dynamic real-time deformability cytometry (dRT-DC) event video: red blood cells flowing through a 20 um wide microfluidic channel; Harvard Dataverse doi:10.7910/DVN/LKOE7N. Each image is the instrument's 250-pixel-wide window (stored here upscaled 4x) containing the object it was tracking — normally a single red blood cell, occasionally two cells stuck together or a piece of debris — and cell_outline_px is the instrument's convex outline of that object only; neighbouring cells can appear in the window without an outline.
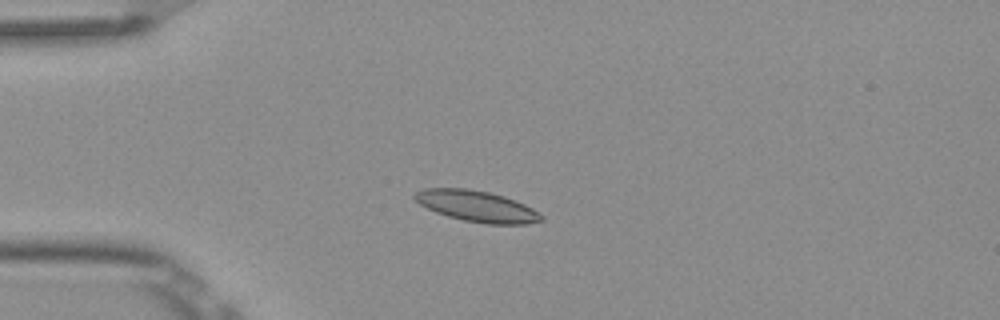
{"species": "Egyptian fruit bat (a non-hibernating species)", "species_latin": "Rousettus aegyptiacus", "temperature_condition": "room temperature", "stored_images_in_passage": 7, "camera_frame_rate_fps": 3000, "um_per_image_px": 0.085, "frame": {"image": 1, "passage_image": 4, "time_ms": 1.0, "image_size_px": [1000, 320], "cell_outline_px": [[544, 220], [528, 224], [484, 224], [464, 220], [448, 216], [436, 212], [420, 204], [412, 196], [416, 192], [424, 188], [468, 188], [488, 192], [504, 196], [524, 204], [532, 208], [544, 216]], "centroid_in_image_um": [40.55, 17.53], "position_along_channel_um": 44.5, "area_um2": 22.89}}
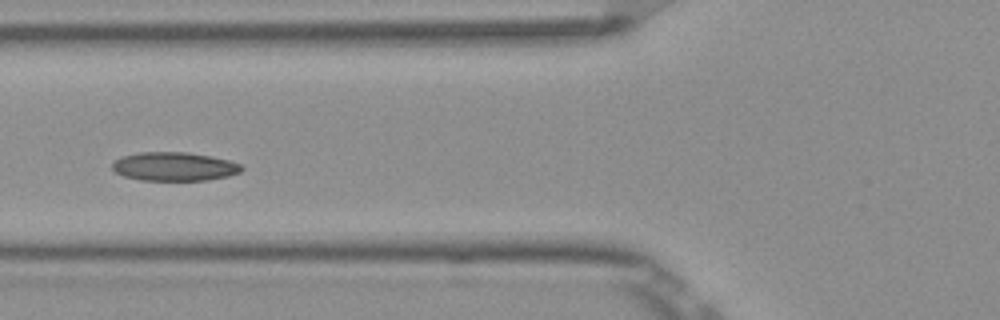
{"frame": {"image": 2, "passage_image": 6, "time_ms": 1.667, "image_size_px": [1000, 320], "cell_outline_px": [[244, 168], [240, 172], [228, 176], [208, 180], [140, 180], [124, 176], [116, 172], [112, 168], [112, 164], [120, 156], [140, 152], [188, 152], [212, 156], [228, 160], [240, 164]], "centroid_in_image_um": [14.82, 14.15], "position_along_channel_um": 111.0, "area_um2": 21.68}}
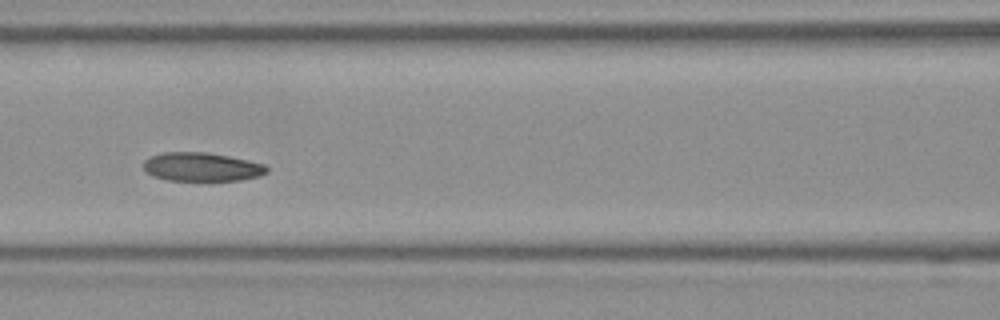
{"frame": {"image": 3, "passage_image": 7, "time_ms": 2.0, "image_size_px": [1000, 320], "cell_outline_px": [[268, 172], [260, 176], [240, 180], [208, 184], [168, 180], [152, 176], [144, 168], [144, 160], [152, 156], [164, 152], [208, 152], [248, 160], [264, 164], [268, 168]], "centroid_in_image_um": [17.18, 14.24], "position_along_channel_um": 149.4, "area_um2": 21.56}}